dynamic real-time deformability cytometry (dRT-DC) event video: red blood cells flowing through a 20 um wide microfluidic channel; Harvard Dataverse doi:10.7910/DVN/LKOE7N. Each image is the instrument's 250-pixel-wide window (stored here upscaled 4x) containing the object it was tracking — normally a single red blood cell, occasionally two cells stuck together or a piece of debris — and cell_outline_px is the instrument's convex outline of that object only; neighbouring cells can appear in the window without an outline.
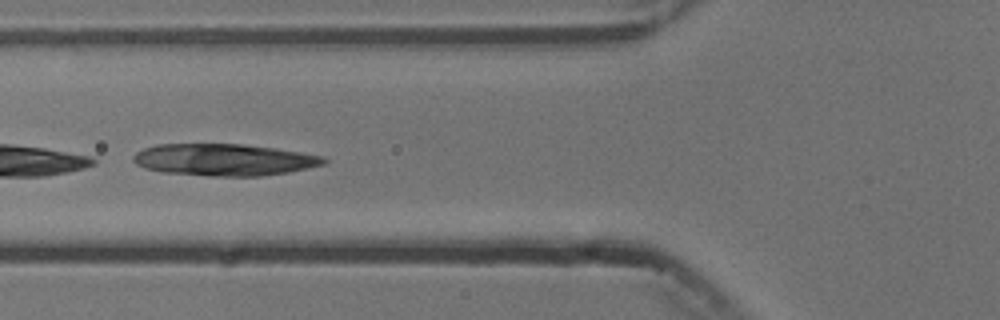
{"species": "common noctule bat (a hibernating species)", "species_latin": "Nyctalus noctula", "temperature_condition": "cold", "stored_images_in_passage": 6, "camera_frame_rate_fps": 3000, "um_per_image_px": 0.085, "animal": {"sex": "male", "body_mass_g": 13.3}, "frame": {"image": 1, "passage_image": 4, "time_ms": 3.333, "image_size_px": [1000, 320], "cell_outline_px": [[328, 160], [324, 164], [308, 168], [288, 172], [260, 176], [208, 176], [160, 172], [144, 168], [136, 164], [132, 160], [132, 156], [136, 152], [144, 148], [156, 144], [240, 144], [272, 148], [300, 152], [324, 156]], "centroid_in_image_um": [19.0, 13.58], "position_along_channel_um": 106.8, "area_um2": 35.49}}
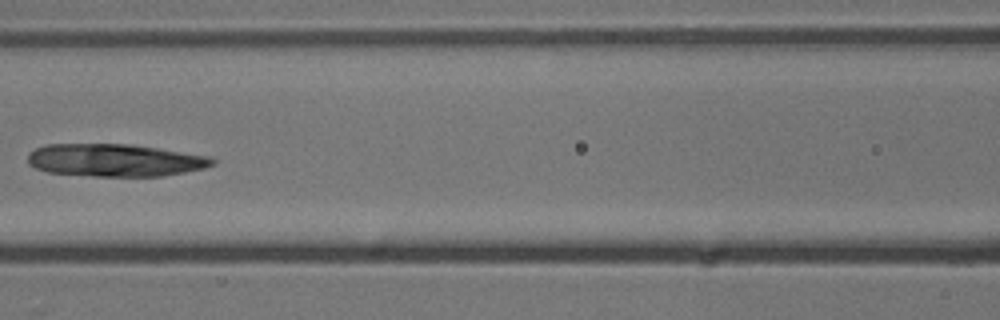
{"frame": {"image": 2, "passage_image": 5, "time_ms": 4.667, "image_size_px": [1000, 320], "cell_outline_px": [[216, 164], [204, 168], [164, 176], [92, 176], [48, 172], [36, 168], [28, 164], [28, 156], [36, 148], [48, 144], [132, 144], [208, 156], [216, 160]], "centroid_in_image_um": [9.78, 13.62], "position_along_channel_um": 156.8, "area_um2": 34.97}}